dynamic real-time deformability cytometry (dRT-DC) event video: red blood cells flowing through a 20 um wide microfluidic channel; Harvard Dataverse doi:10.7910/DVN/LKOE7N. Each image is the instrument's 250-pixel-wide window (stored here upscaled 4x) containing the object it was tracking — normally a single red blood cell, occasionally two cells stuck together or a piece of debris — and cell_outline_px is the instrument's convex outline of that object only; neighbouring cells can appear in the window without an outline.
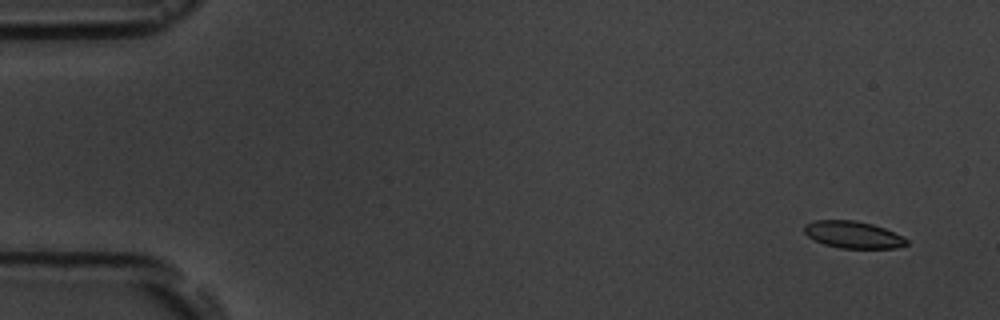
{"species": "common noctule bat (a hibernating species)", "species_latin": "Nyctalus noctula", "temperature_condition": "room temperature", "stored_images_in_passage": 4, "camera_frame_rate_fps": 3000, "um_per_image_px": 0.085, "animal": {"sex": "male", "body_mass_g": 19.5, "forearm_length_mm": 54.6}, "frame": {"image": 1, "passage_image": 1, "time_ms": 0.0, "image_size_px": [1000, 320], "cell_outline_px": [[908, 244], [896, 248], [840, 248], [824, 244], [808, 236], [804, 232], [804, 224], [812, 220], [856, 220], [872, 224], [884, 228], [904, 236], [908, 240]], "centroid_in_image_um": [72.52, 19.94], "position_along_channel_um": 12.5, "area_um2": 16.18}}
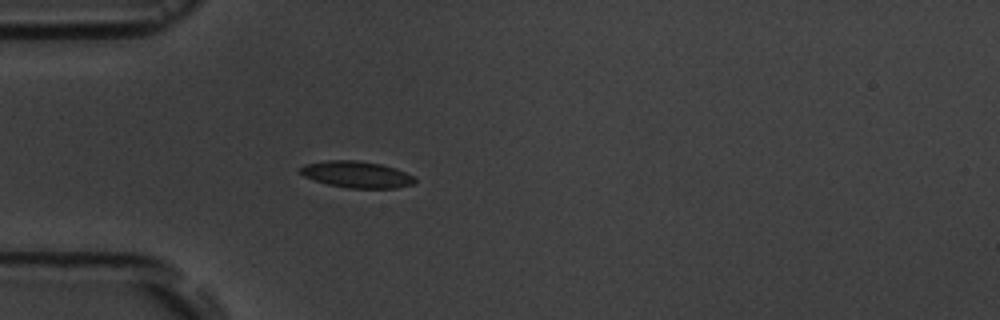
{"frame": {"image": 2, "passage_image": 4, "time_ms": 4.333, "image_size_px": [1000, 320], "cell_outline_px": [[416, 180], [412, 184], [396, 188], [348, 188], [328, 184], [304, 176], [300, 172], [300, 168], [304, 164], [328, 160], [356, 160], [380, 164], [396, 168], [412, 176]], "centroid_in_image_um": [30.31, 14.82], "position_along_channel_um": 54.7, "area_um2": 17.51}}